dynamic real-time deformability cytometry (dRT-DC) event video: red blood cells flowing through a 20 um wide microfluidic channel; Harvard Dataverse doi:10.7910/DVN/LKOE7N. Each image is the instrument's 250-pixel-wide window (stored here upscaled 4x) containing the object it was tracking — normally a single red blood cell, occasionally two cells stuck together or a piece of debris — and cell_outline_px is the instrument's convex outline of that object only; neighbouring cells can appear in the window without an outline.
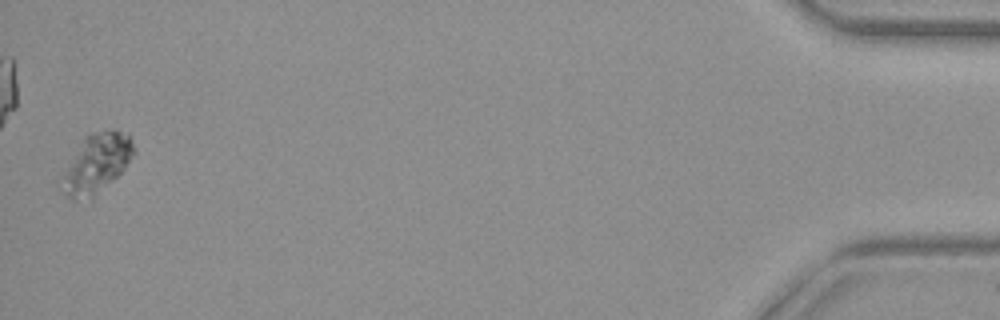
{"species": "common noctule bat (a hibernating species)", "species_latin": "Nyctalus noctula", "temperature_condition": "warm", "stored_images_in_passage": 51, "camera_frame_rate_fps": 3000, "um_per_image_px": 0.085, "animal": {"sex": "female", "body_mass_g": 29.2, "forearm_length_mm": 56.3}, "frame": {"image": 1, "passage_image": 51, "time_ms": 16.667, "image_size_px": [1000, 320], "cell_outline_px": [[136, 152], [124, 168], [92, 200], [68, 200], [56, 188], [56, 180], [84, 136], [88, 132], [108, 128], [116, 128], [128, 132], [136, 148]], "centroid_in_image_um": [8.11, 13.9], "position_along_channel_um": 427.1, "area_um2": 26.53}}